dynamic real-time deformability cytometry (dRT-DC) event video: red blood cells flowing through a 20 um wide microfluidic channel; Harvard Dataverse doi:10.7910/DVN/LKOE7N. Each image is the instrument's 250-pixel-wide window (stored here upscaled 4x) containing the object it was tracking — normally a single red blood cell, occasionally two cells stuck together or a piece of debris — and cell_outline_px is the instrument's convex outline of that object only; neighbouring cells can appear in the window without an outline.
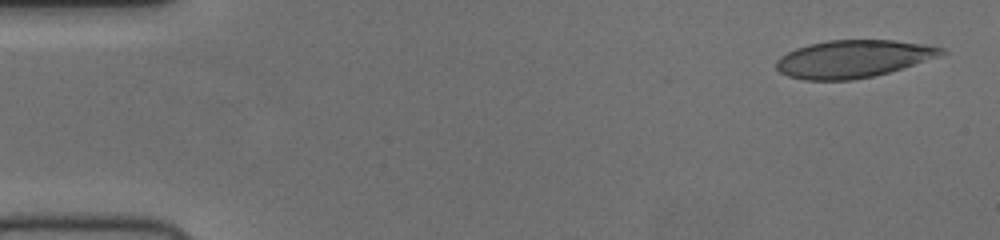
{"species": "human", "species_latin": "Homo sapiens", "temperature_condition": "cold", "stored_images_in_passage": 51, "camera_frame_rate_fps": 3000, "um_per_image_px": 0.085, "donor": {"sex": "female"}, "frame": {"image": 1, "passage_image": 1, "time_ms": 0.0, "image_size_px": [1000, 240], "cell_outline_px": [[948, 52], [888, 72], [872, 76], [852, 80], [804, 80], [788, 76], [780, 72], [776, 68], [776, 60], [780, 56], [796, 48], [808, 44], [828, 40], [896, 40], [944, 48]], "centroid_in_image_um": [72.44, 5.0], "position_along_channel_um": 12.6, "area_um2": 35.66}}
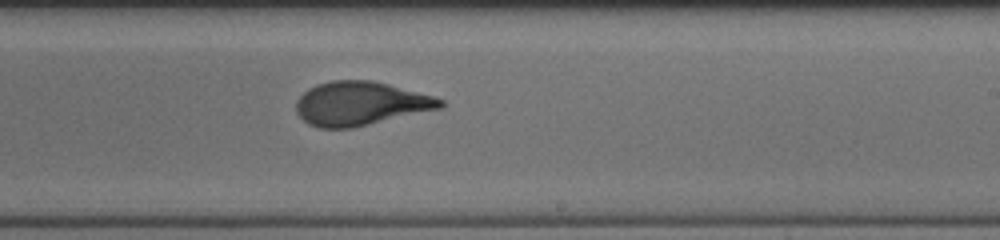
{"frame": {"image": 2, "passage_image": 30, "time_ms": 9.667, "image_size_px": [1000, 240], "cell_outline_px": [[444, 104], [440, 108], [352, 128], [320, 128], [308, 124], [296, 112], [296, 100], [308, 88], [316, 84], [332, 80], [372, 80], [388, 84], [432, 96], [444, 100]], "centroid_in_image_um": [30.59, 8.8], "position_along_channel_um": 258.4, "area_um2": 36.53}}
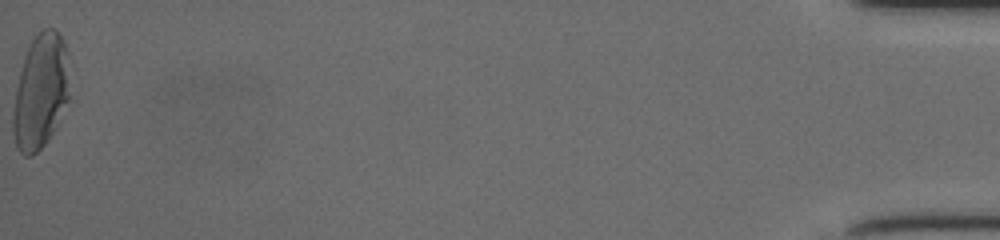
{"frame": {"image": 3, "passage_image": 51, "time_ms": 16.667, "image_size_px": [1000, 240], "cell_outline_px": [[68, 100], [52, 132], [44, 144], [32, 156], [24, 156], [16, 148], [12, 132], [12, 112], [16, 88], [20, 72], [28, 48], [32, 40], [44, 28], [56, 28], [68, 52]], "centroid_in_image_um": [3.42, 7.8], "position_along_channel_um": 431.8, "area_um2": 37.45}}